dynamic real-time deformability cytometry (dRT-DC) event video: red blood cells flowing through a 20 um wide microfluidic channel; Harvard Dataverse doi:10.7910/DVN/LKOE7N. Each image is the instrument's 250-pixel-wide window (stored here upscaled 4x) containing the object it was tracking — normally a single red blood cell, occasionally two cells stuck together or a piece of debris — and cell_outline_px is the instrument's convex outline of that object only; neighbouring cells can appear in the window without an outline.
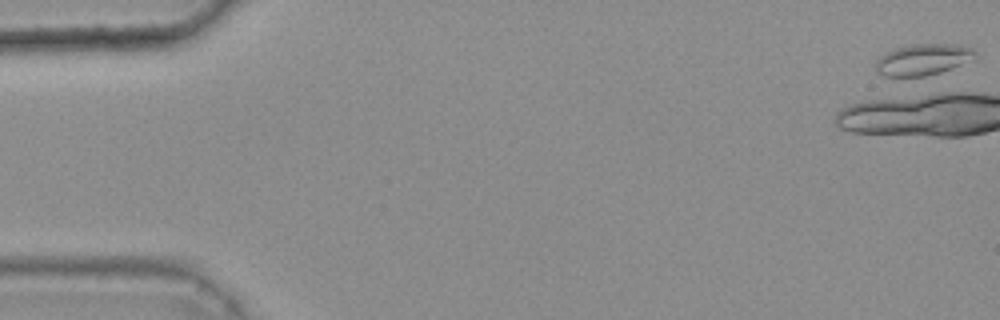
{"species": "common noctule bat (a hibernating species)", "species_latin": "Nyctalus noctula", "temperature_condition": "warm", "stored_images_in_passage": 2, "camera_frame_rate_fps": 3000, "um_per_image_px": 0.085, "animal": {"sex": "female", "body_mass_g": 25.1}, "frame": {"image": 1, "passage_image": 1, "time_ms": 0.0, "image_size_px": [1000, 320], "cell_outline_px": [[976, 56], [952, 68], [940, 72], [924, 76], [884, 76], [876, 72], [876, 60], [880, 56], [896, 48], [908, 44], [960, 44], [972, 48], [976, 52]], "centroid_in_image_um": [78.43, 5.05], "position_along_channel_um": 6.6, "area_um2": 17.98}}